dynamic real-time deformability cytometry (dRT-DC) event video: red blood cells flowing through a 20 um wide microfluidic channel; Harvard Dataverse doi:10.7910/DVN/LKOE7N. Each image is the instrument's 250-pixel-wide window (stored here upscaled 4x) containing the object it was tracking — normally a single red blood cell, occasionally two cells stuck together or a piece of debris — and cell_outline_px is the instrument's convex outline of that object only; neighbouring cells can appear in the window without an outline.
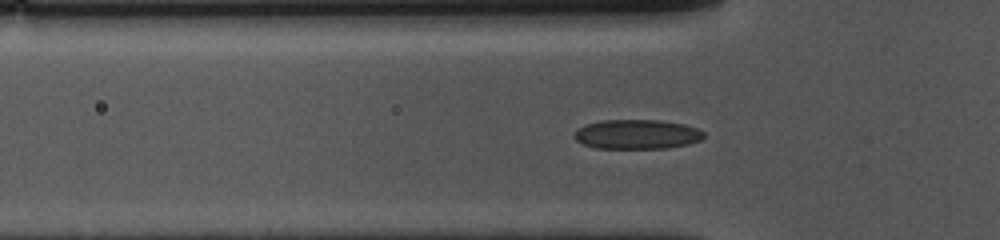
{"species": "common noctule bat (a hibernating species)", "species_latin": "Nyctalus noctula", "temperature_condition": "cold", "stored_images_in_passage": 38, "camera_frame_rate_fps": 3000, "um_per_image_px": 0.085, "animal": {"sex": "female", "body_mass_g": 10.0, "forearm_length_mm": 53.1}, "frame": {"image": 1, "passage_image": 10, "time_ms": 3.0, "image_size_px": [1000, 240], "cell_outline_px": [[704, 136], [700, 140], [688, 144], [664, 148], [596, 148], [584, 144], [576, 140], [572, 136], [580, 128], [588, 124], [604, 120], [660, 120], [684, 124], [696, 128], [704, 132]], "centroid_in_image_um": [54.16, 11.41], "position_along_channel_um": 71.6, "area_um2": 22.02}}
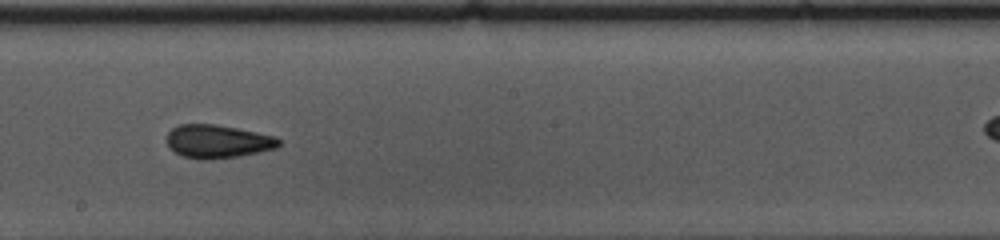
{"frame": {"image": 2, "passage_image": 23, "time_ms": 7.333, "image_size_px": [1000, 240], "cell_outline_px": [[280, 144], [276, 148], [236, 156], [204, 160], [184, 156], [176, 152], [168, 144], [168, 132], [172, 128], [180, 124], [216, 124], [276, 136], [280, 140]], "centroid_in_image_um": [18.51, 12.0], "position_along_channel_um": 229.7, "area_um2": 21.33}}
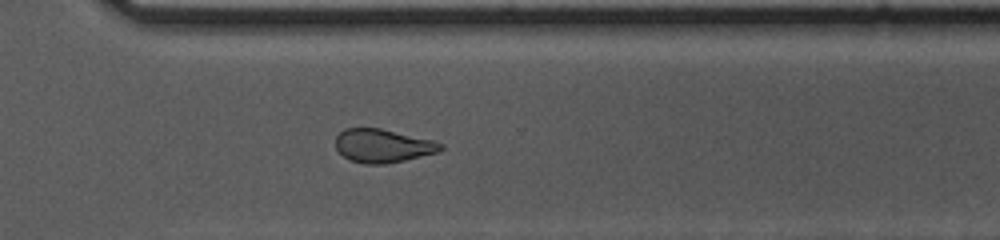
{"frame": {"image": 3, "passage_image": 32, "time_ms": 10.333, "image_size_px": [1000, 240], "cell_outline_px": [[444, 148], [440, 152], [404, 160], [384, 164], [364, 164], [348, 160], [336, 148], [336, 136], [344, 128], [380, 128], [432, 140], [444, 144]], "centroid_in_image_um": [32.54, 12.39], "position_along_channel_um": 338.1, "area_um2": 20.52}}